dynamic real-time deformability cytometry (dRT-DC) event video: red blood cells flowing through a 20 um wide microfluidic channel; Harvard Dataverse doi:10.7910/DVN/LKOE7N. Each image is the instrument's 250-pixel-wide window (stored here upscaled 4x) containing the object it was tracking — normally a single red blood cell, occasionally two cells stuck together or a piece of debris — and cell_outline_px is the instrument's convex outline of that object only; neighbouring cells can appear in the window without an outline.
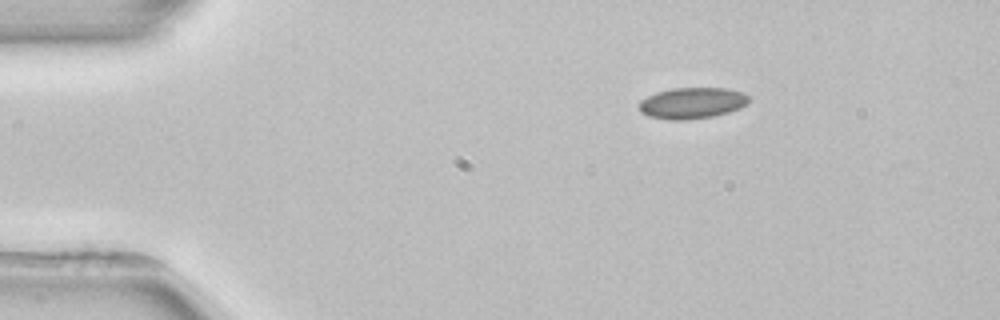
{"species": "common noctule bat (a hibernating species)", "species_latin": "Nyctalus noctula", "temperature_condition": "room temperature", "stored_images_in_passage": 3, "camera_frame_rate_fps": 3000, "um_per_image_px": 0.085, "animal": {"sex": "female", "body_mass_g": 22.7, "forearm_length_mm": 54.2}, "frame": {"image": 1, "passage_image": 1, "time_ms": 0.0, "image_size_px": [1000, 320], "cell_outline_px": [[748, 104], [740, 108], [728, 112], [712, 116], [684, 120], [668, 120], [648, 116], [640, 112], [640, 100], [656, 92], [672, 88], [728, 88], [740, 92], [748, 96]], "centroid_in_image_um": [58.81, 8.76], "position_along_channel_um": 26.2, "area_um2": 19.88}}
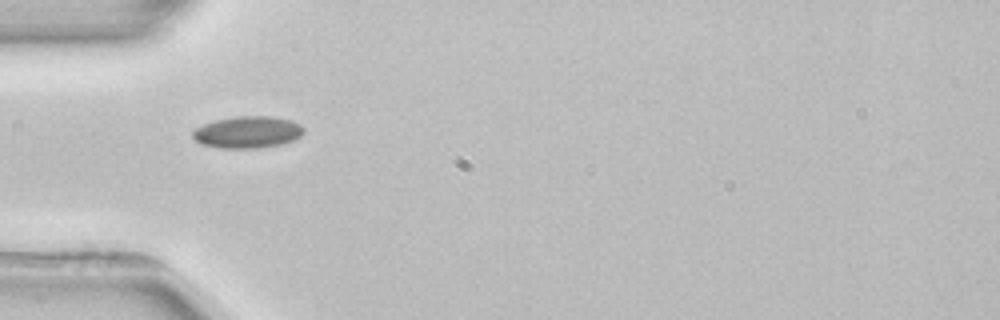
{"frame": {"image": 2, "passage_image": 3, "time_ms": 2.667, "image_size_px": [1000, 320], "cell_outline_px": [[304, 132], [300, 136], [292, 140], [280, 144], [260, 148], [220, 148], [200, 144], [192, 136], [192, 132], [196, 128], [204, 124], [216, 120], [236, 116], [272, 116], [292, 120], [300, 124], [304, 128]], "centroid_in_image_um": [21.05, 11.23], "position_along_channel_um": 63.9, "area_um2": 20.63}}